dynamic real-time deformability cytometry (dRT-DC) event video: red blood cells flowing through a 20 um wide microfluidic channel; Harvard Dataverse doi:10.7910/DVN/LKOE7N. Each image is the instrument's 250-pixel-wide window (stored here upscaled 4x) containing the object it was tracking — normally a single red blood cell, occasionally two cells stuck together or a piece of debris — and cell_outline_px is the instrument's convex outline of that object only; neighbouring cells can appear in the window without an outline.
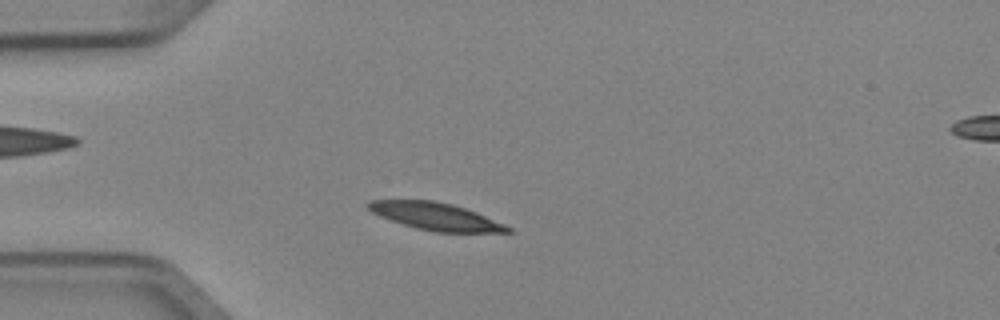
{"species": "Egyptian fruit bat (a non-hibernating species)", "species_latin": "Rousettus aegyptiacus", "temperature_condition": "cold", "stored_images_in_passage": 46, "camera_frame_rate_fps": 3000, "um_per_image_px": 0.085, "animal": {"sex": "female"}, "frame": {"image": 1, "passage_image": 8, "time_ms": 2.333, "image_size_px": [1000, 320], "cell_outline_px": [[516, 232], [436, 232], [416, 228], [380, 216], [364, 208], [364, 204], [368, 200], [432, 200], [452, 204], [476, 212], [504, 224], [512, 228]], "centroid_in_image_um": [37.0, 18.38], "position_along_channel_um": 48.0, "area_um2": 22.2}}
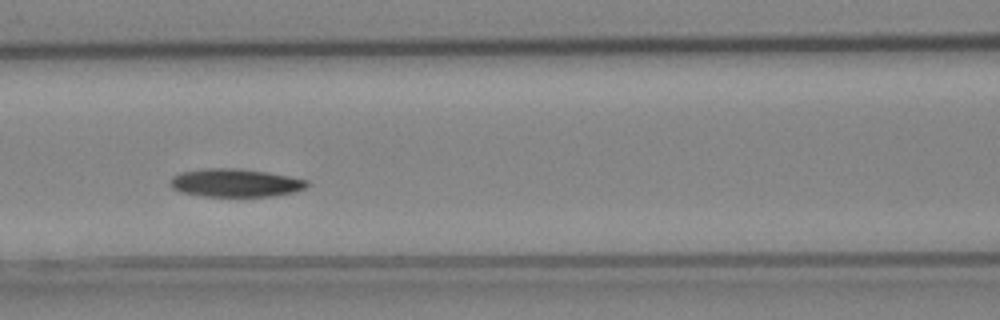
{"frame": {"image": 2, "passage_image": 17, "time_ms": 5.333, "image_size_px": [1000, 320], "cell_outline_px": [[308, 184], [304, 188], [292, 192], [272, 196], [200, 196], [180, 192], [172, 188], [168, 184], [168, 180], [172, 176], [180, 172], [204, 168], [240, 168], [268, 172], [292, 176], [308, 180]], "centroid_in_image_um": [19.95, 15.53], "position_along_channel_um": 146.7, "area_um2": 22.72}}
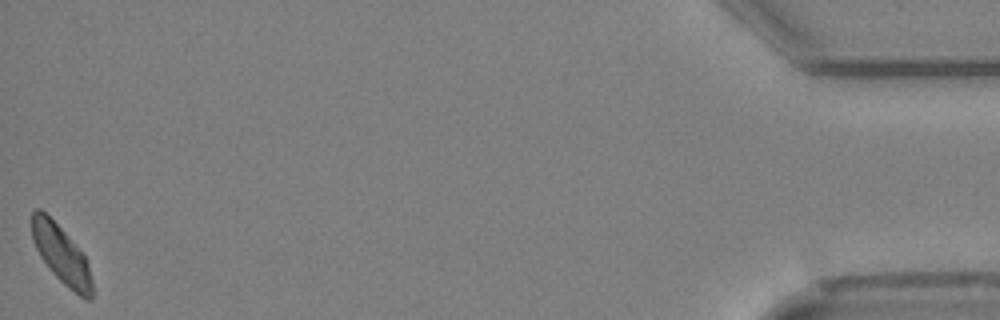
{"frame": {"image": 3, "passage_image": 46, "time_ms": 15.0, "image_size_px": [1000, 320], "cell_outline_px": [[92, 300], [84, 300], [64, 284], [48, 268], [40, 256], [32, 240], [32, 212], [36, 208], [40, 208], [64, 232], [84, 256], [88, 264], [92, 280]], "centroid_in_image_um": [5.21, 21.68], "position_along_channel_um": 430.0, "area_um2": 20.06}, "authors_computed_cell_mechanics": {"area_um2": 22.1374, "velocity_mm_per_s": 3.8859, "shape_relaxation_time_tau1_ms": 3.7607, "shape_relaxation_time_tau2_ms": 10.9068, "deformation_change_tau1": 0.1086, "deformation_change_tau2": 0.1472}}